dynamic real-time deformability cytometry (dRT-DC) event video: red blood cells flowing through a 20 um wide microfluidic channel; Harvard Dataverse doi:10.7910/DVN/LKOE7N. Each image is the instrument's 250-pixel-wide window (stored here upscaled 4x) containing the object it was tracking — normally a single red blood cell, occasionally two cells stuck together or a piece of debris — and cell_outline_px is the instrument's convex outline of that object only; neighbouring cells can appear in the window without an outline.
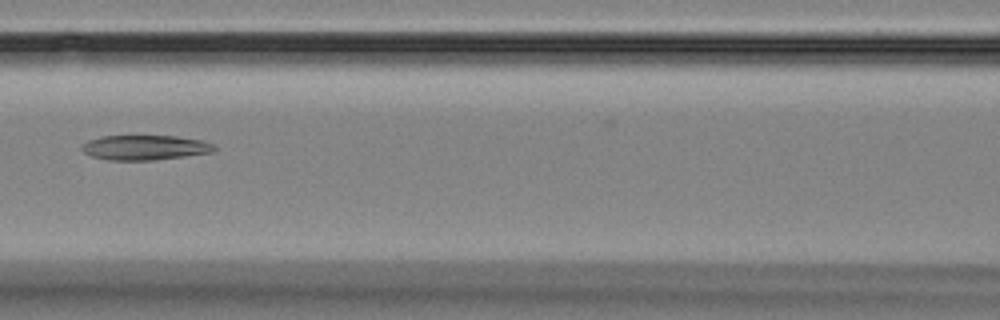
{"species": "Egyptian fruit bat (a non-hibernating species)", "species_latin": "Rousettus aegyptiacus", "temperature_condition": "room temperature", "stored_images_in_passage": 5, "camera_frame_rate_fps": 3000, "um_per_image_px": 0.085, "animal": {"sex": "female"}, "frame": {"image": 1, "passage_image": 3, "time_ms": 2.333, "image_size_px": [1000, 320], "cell_outline_px": [[216, 148], [212, 152], [184, 156], [152, 160], [108, 160], [92, 156], [84, 152], [80, 148], [88, 140], [100, 136], [176, 136], [200, 140], [212, 144]], "centroid_in_image_um": [12.28, 12.54], "position_along_channel_um": 154.3, "area_um2": 18.96}}
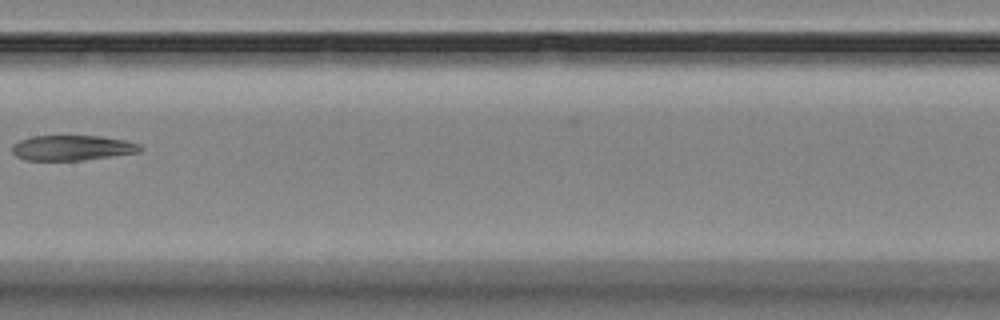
{"frame": {"image": 2, "passage_image": 4, "time_ms": 3.667, "image_size_px": [1000, 320], "cell_outline_px": [[144, 148], [140, 152], [80, 160], [24, 160], [16, 156], [12, 152], [12, 144], [20, 140], [32, 136], [104, 136], [124, 140], [140, 144]], "centroid_in_image_um": [6.13, 12.56], "position_along_channel_um": 201.3, "area_um2": 18.79}}
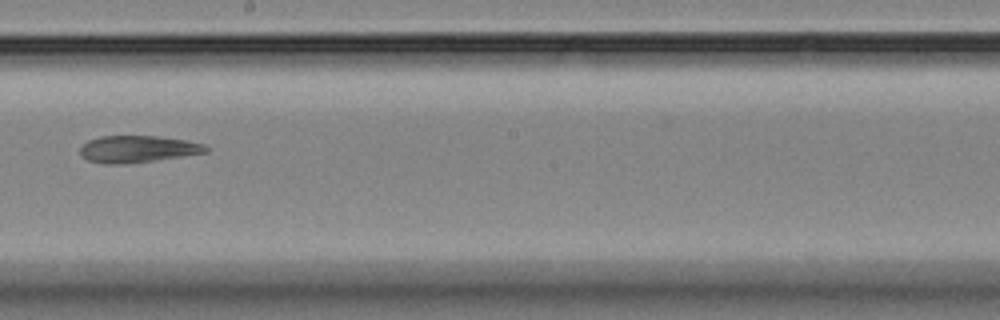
{"frame": {"image": 3, "passage_image": 5, "time_ms": 4.667, "image_size_px": [1000, 320], "cell_outline_px": [[208, 152], [124, 164], [104, 164], [88, 160], [80, 156], [80, 148], [88, 140], [100, 136], [160, 136], [184, 140], [204, 144], [208, 148]], "centroid_in_image_um": [11.65, 12.66], "position_along_channel_um": 236.5, "area_um2": 19.54}}